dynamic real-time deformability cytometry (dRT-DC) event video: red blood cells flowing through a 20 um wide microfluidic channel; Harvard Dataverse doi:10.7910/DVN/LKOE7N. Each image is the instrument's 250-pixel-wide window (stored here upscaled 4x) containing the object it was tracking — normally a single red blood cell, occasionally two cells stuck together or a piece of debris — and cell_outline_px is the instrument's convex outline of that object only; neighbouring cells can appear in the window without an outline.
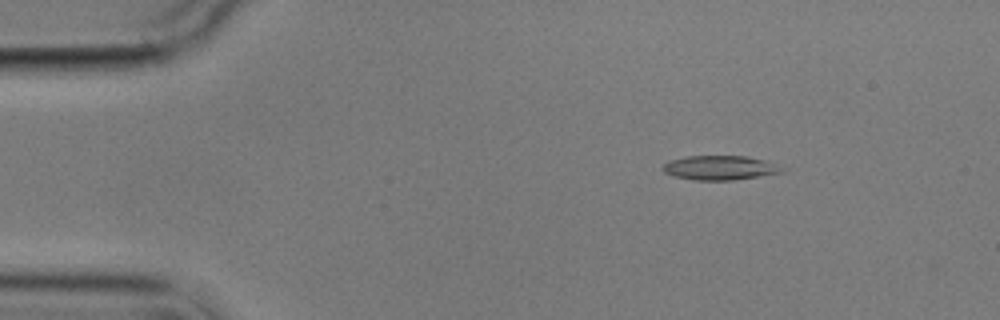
{"species": "common noctule bat (a hibernating species)", "species_latin": "Nyctalus noctula", "temperature_condition": "cold", "stored_images_in_passage": 5, "camera_frame_rate_fps": 3000, "um_per_image_px": 0.085, "animal": {"sex": "male", "body_mass_g": 17.9}, "frame": {"image": 1, "passage_image": 3, "time_ms": 2.333, "image_size_px": [1000, 320], "cell_outline_px": [[784, 172], [732, 180], [692, 180], [676, 176], [664, 172], [660, 168], [664, 164], [672, 160], [688, 156], [748, 156], [764, 160], [772, 164]], "centroid_in_image_um": [61.11, 14.26], "position_along_channel_um": 23.9, "area_um2": 16.47}}